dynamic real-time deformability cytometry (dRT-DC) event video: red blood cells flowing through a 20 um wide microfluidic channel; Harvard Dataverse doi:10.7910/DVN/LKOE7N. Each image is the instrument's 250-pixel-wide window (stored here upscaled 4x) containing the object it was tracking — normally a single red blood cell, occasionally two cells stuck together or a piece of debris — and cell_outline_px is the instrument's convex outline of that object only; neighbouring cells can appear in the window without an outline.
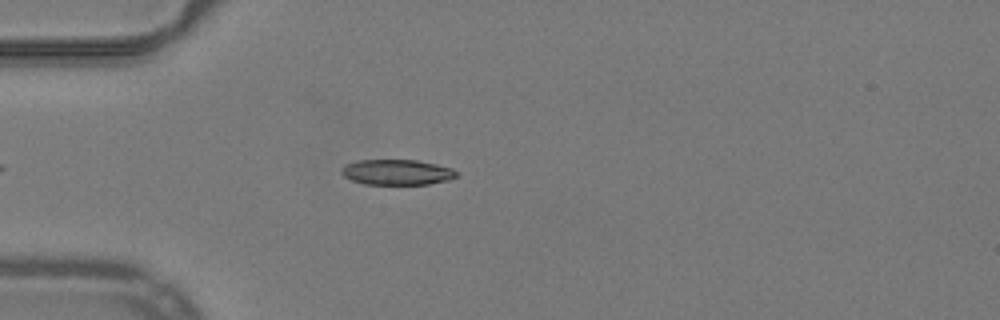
{"species": "common noctule bat (a hibernating species)", "species_latin": "Nyctalus noctula", "temperature_condition": "warm", "stored_images_in_passage": 35, "camera_frame_rate_fps": 3000, "um_per_image_px": 0.085, "animal": {"sex": "male", "body_mass_g": 19.2, "forearm_length_mm": 51.8}, "frame": {"image": 1, "passage_image": 1, "time_ms": 0.0, "image_size_px": [1000, 320], "cell_outline_px": [[456, 176], [448, 180], [428, 184], [364, 184], [352, 180], [344, 176], [340, 172], [340, 168], [344, 164], [356, 160], [416, 160], [436, 164], [452, 168], [456, 172]], "centroid_in_image_um": [33.68, 14.63], "position_along_channel_um": 51.3, "area_um2": 17.05}}
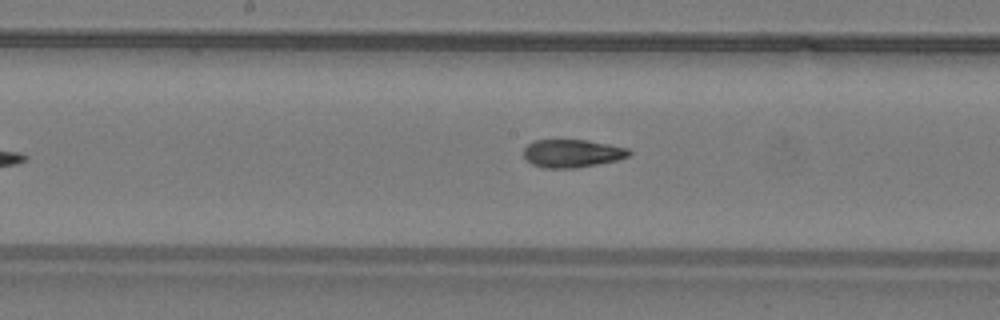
{"frame": {"image": 2, "passage_image": 13, "time_ms": 4.0, "image_size_px": [1000, 320], "cell_outline_px": [[632, 152], [628, 156], [616, 160], [576, 168], [544, 168], [532, 164], [524, 156], [524, 148], [528, 144], [536, 140], [588, 140], [628, 148]], "centroid_in_image_um": [48.63, 13.03], "position_along_channel_um": 199.6, "area_um2": 17.05}}
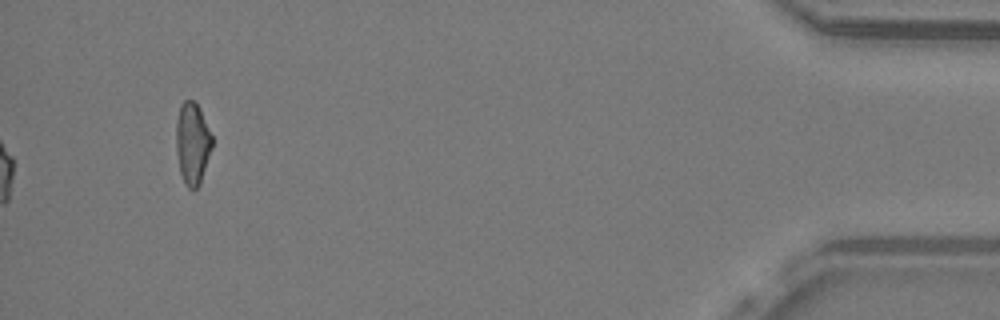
{"frame": {"image": 3, "passage_image": 35, "time_ms": 11.333, "image_size_px": [1000, 320], "cell_outline_px": [[212, 148], [200, 184], [192, 192], [184, 184], [180, 172], [176, 152], [176, 120], [180, 104], [184, 100], [192, 100], [200, 108], [212, 136]], "centroid_in_image_um": [16.34, 12.21], "position_along_channel_um": 418.9, "area_um2": 17.4}, "authors_computed_cell_mechanics": {"area_um2": 17.3978, "velocity_mm_per_s": 4.0074, "shape_relaxation_time_tau1_ms": 9.3265, "shape_relaxation_time_tau2_ms": 2.188, "deformation_change_tau1": 0.2548, "deformation_change_tau2": 0.0957}}